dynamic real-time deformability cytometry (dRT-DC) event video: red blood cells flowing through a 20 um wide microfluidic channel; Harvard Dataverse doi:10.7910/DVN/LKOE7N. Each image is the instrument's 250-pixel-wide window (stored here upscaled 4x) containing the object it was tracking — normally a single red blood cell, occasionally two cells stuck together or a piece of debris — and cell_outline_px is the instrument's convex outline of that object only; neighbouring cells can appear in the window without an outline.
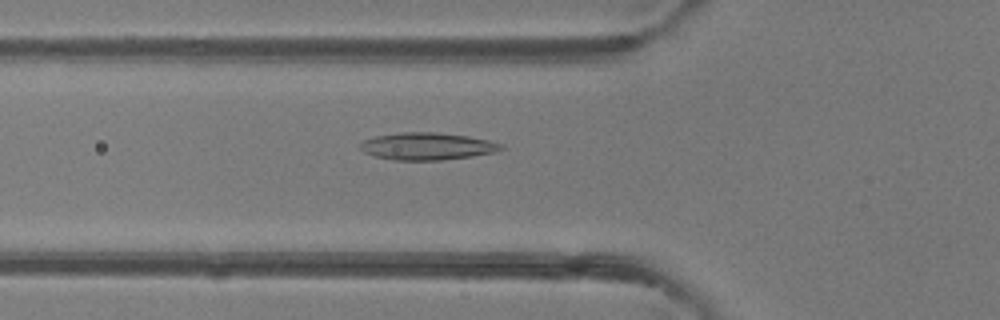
{"species": "common noctule bat (a hibernating species)", "species_latin": "Nyctalus noctula", "temperature_condition": "room temperature", "stored_images_in_passage": 48, "camera_frame_rate_fps": 3000, "um_per_image_px": 0.085, "animal": {"sex": "female"}, "frame": {"image": 1, "passage_image": 17, "time_ms": 5.333, "image_size_px": [1000, 320], "cell_outline_px": [[504, 148], [492, 152], [472, 156], [440, 160], [392, 160], [372, 156], [364, 152], [356, 144], [364, 140], [376, 136], [400, 132], [436, 132], [468, 136], [488, 140], [504, 144]], "centroid_in_image_um": [36.25, 12.43], "position_along_channel_um": 89.5, "area_um2": 22.48}}
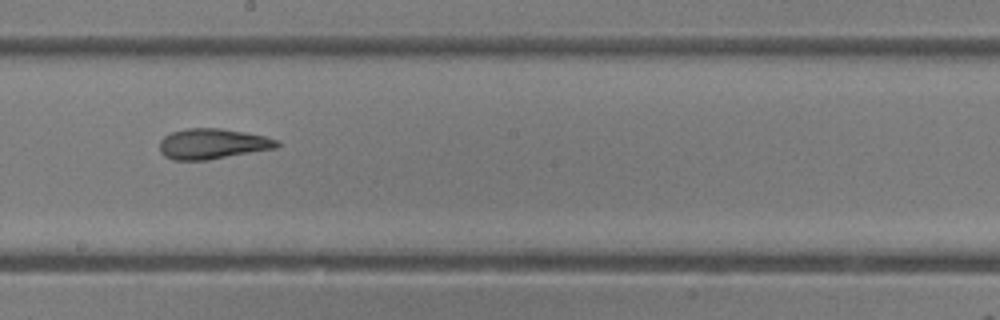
{"frame": {"image": 2, "passage_image": 27, "time_ms": 8.667, "image_size_px": [1000, 320], "cell_outline_px": [[280, 144], [276, 148], [208, 160], [172, 160], [164, 156], [160, 152], [160, 140], [164, 136], [172, 132], [184, 128], [220, 128], [244, 132], [264, 136], [280, 140]], "centroid_in_image_um": [18.05, 12.22], "position_along_channel_um": 230.1, "area_um2": 20.92}}
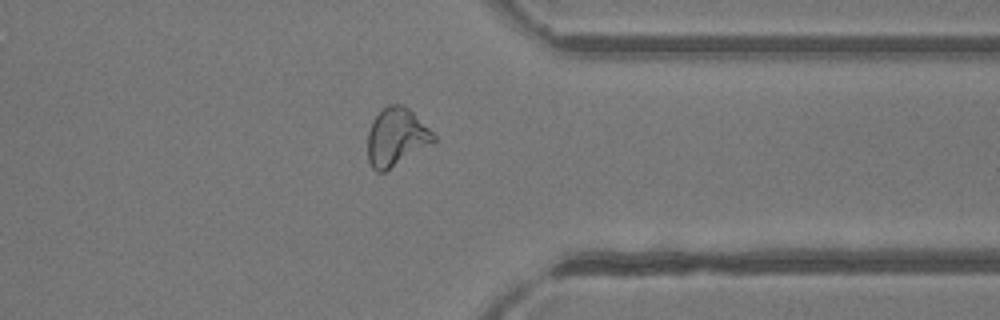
{"frame": {"image": 3, "passage_image": 38, "time_ms": 12.333, "image_size_px": [1000, 320], "cell_outline_px": [[436, 140], [432, 144], [384, 172], [376, 172], [372, 168], [368, 160], [368, 132], [372, 120], [388, 104], [404, 104], [436, 136]], "centroid_in_image_um": [33.67, 11.66], "position_along_channel_um": 377.7, "area_um2": 22.14}, "authors_computed_cell_mechanics": {"area_um2": 22.8021, "velocity_mm_per_s": 4.1999, "shape_relaxation_time_tau1_ms": 8.5493, "shape_relaxation_time_tau2_ms": 2.5565, "deformation_change_tau1": 0.2078, "deformation_change_tau2": 0.0986}}